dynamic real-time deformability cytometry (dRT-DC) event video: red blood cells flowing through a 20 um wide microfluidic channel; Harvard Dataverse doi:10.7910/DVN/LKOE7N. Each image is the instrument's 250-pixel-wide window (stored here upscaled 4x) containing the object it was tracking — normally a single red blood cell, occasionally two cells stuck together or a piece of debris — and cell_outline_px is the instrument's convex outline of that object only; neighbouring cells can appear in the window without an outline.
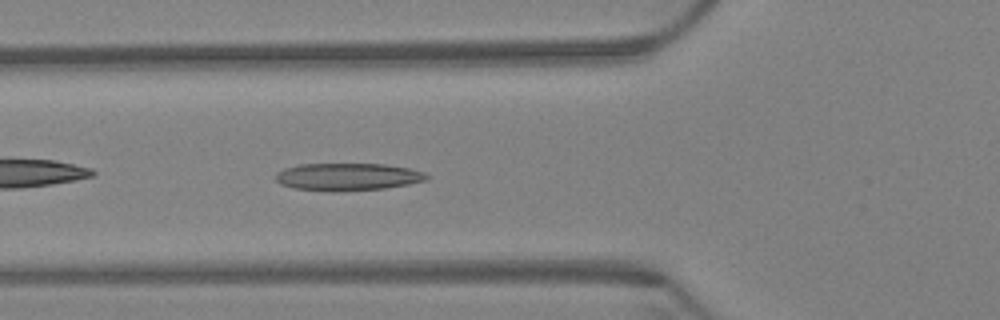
{"species": "Egyptian fruit bat (a non-hibernating species)", "species_latin": "Rousettus aegyptiacus", "temperature_condition": "warm", "stored_images_in_passage": 45, "camera_frame_rate_fps": 3000, "um_per_image_px": 0.085, "animal": {"sex": "female"}, "frame": {"image": 1, "passage_image": 5, "time_ms": 1.333, "image_size_px": [1000, 320], "cell_outline_px": [[428, 176], [424, 180], [408, 184], [384, 188], [332, 192], [328, 192], [292, 188], [280, 184], [276, 180], [276, 172], [284, 168], [300, 164], [384, 164], [408, 168], [424, 172]], "centroid_in_image_um": [29.48, 15.03], "position_along_channel_um": 96.3, "area_um2": 24.16}}
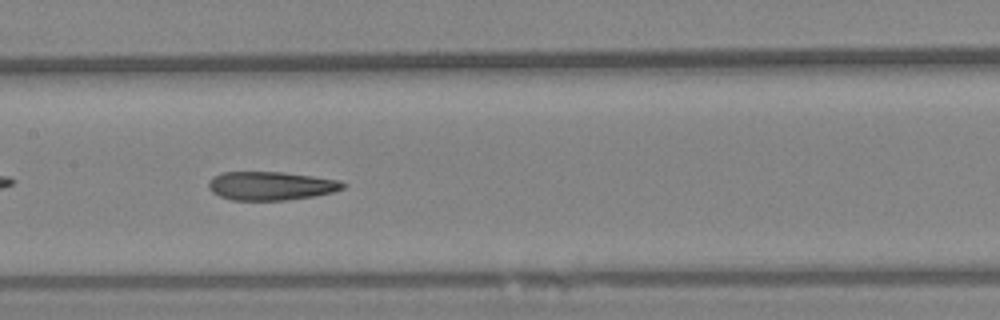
{"frame": {"image": 2, "passage_image": 13, "time_ms": 4.0, "image_size_px": [1000, 320], "cell_outline_px": [[348, 184], [344, 188], [332, 192], [312, 196], [288, 200], [232, 200], [220, 196], [212, 192], [208, 188], [208, 180], [212, 176], [224, 172], [284, 172], [340, 180]], "centroid_in_image_um": [23.01, 15.79], "position_along_channel_um": 184.4, "area_um2": 22.48}}
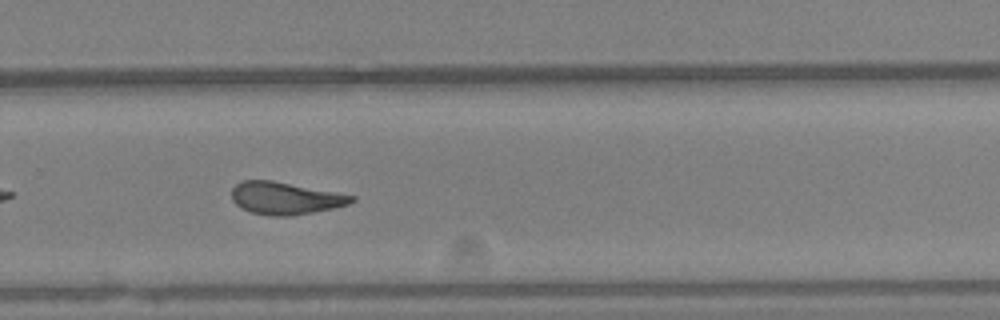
{"frame": {"image": 3, "passage_image": 24, "time_ms": 7.667, "image_size_px": [1000, 320], "cell_outline_px": [[356, 200], [348, 204], [332, 208], [292, 216], [272, 216], [252, 212], [240, 208], [232, 200], [232, 188], [236, 184], [244, 180], [272, 180], [336, 192], [356, 196]], "centroid_in_image_um": [24.24, 16.84], "position_along_channel_um": 305.6, "area_um2": 22.54}, "authors_computed_cell_mechanics": {"area_um2": 22.9466, "velocity_mm_per_s": 3.3073, "shape_relaxation_time_tau1_ms": null, "shape_relaxation_time_tau2_ms": 3.2703, "deformation_change_tau1": null, "deformation_change_tau2": 0.1072}}